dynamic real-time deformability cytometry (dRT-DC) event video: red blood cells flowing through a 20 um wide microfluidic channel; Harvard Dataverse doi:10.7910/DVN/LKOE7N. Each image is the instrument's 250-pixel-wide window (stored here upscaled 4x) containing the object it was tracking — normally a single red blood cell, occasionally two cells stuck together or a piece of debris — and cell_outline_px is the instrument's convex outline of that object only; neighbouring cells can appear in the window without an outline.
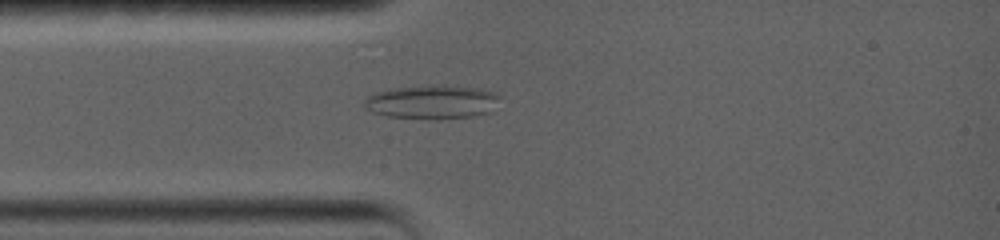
{"species": "common noctule bat (a hibernating species)", "species_latin": "Nyctalus noctula", "temperature_condition": "warm", "stored_images_in_passage": 4, "camera_frame_rate_fps": 5000, "um_per_image_px": 0.085, "animal": {"sex": "female", "body_mass_g": 19.0, "forearm_length_mm": 56.7}, "frame": {"image": 1, "passage_image": 4, "time_ms": 3.0, "image_size_px": [1000, 240], "cell_outline_px": [[500, 96], [492, 112], [476, 116], [436, 120], [428, 120], [388, 116], [372, 112], [364, 108], [364, 100], [368, 96], [376, 92], [388, 88], [432, 84], [440, 84], [476, 88], [496, 92]], "centroid_in_image_um": [36.72, 8.67], "position_along_channel_um": 48.3, "area_um2": 27.51}}